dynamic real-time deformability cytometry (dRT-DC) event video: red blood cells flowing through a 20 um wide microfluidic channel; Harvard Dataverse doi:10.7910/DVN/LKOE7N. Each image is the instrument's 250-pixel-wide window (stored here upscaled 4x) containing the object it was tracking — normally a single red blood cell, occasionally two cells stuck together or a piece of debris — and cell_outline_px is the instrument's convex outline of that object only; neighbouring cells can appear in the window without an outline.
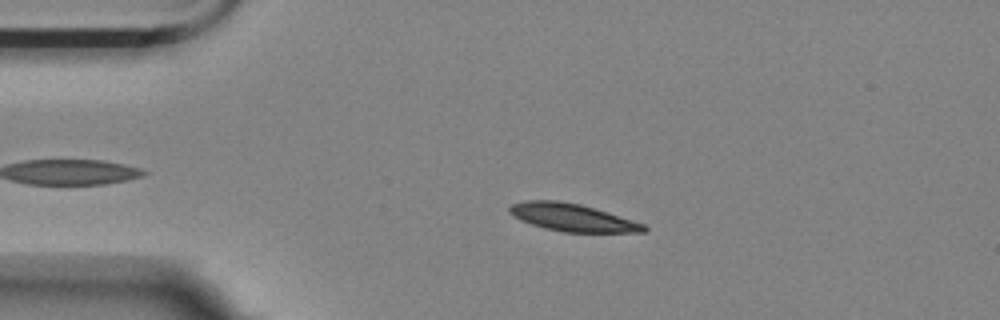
{"species": "Egyptian fruit bat (a non-hibernating species)", "species_latin": "Rousettus aegyptiacus", "temperature_condition": "room temperature", "stored_images_in_passage": 41, "camera_frame_rate_fps": 3000, "um_per_image_px": 0.085, "animal": {"sex": "female"}, "frame": {"image": 1, "passage_image": 5, "time_ms": 1.333, "image_size_px": [1000, 320], "cell_outline_px": [[648, 228], [644, 232], [564, 232], [544, 228], [520, 220], [508, 212], [508, 208], [512, 204], [528, 200], [556, 200], [580, 204], [608, 212], [644, 224]], "centroid_in_image_um": [48.63, 18.48], "position_along_channel_um": 36.4, "area_um2": 21.44}}
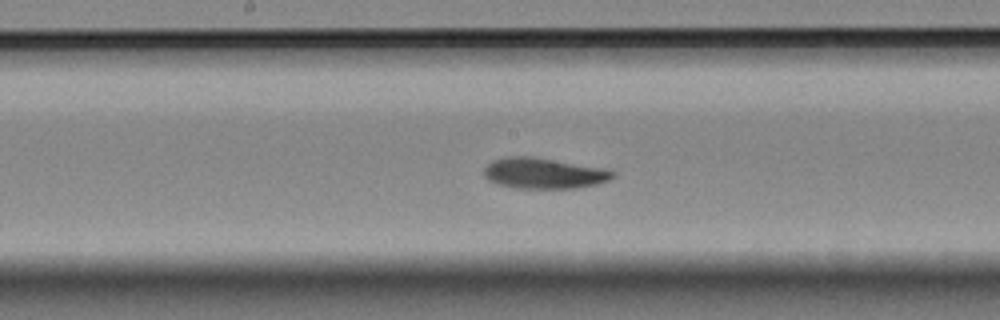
{"frame": {"image": 2, "passage_image": 22, "time_ms": 7.0, "image_size_px": [1000, 320], "cell_outline_px": [[616, 176], [608, 180], [596, 184], [576, 188], [512, 188], [496, 184], [488, 180], [484, 176], [484, 168], [492, 160], [504, 156], [532, 156], [612, 168], [616, 172]], "centroid_in_image_um": [46.27, 14.71], "position_along_channel_um": 201.9, "area_um2": 23.76}}
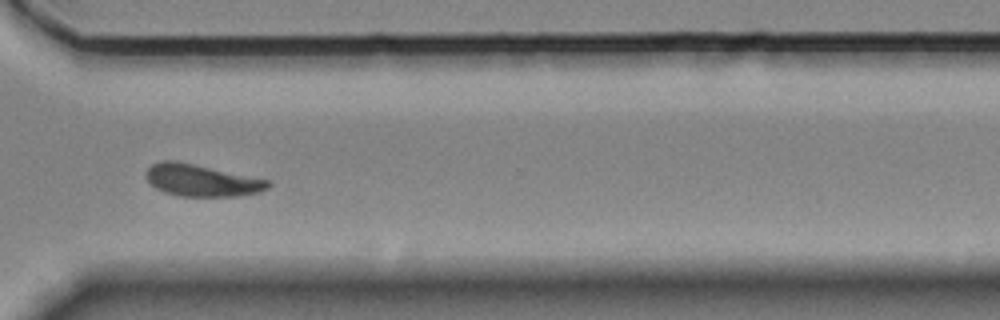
{"frame": {"image": 3, "passage_image": 35, "time_ms": 11.333, "image_size_px": [1000, 320], "cell_outline_px": [[272, 184], [268, 188], [260, 192], [236, 196], [176, 196], [164, 192], [156, 188], [144, 176], [144, 172], [152, 164], [160, 160], [176, 160], [268, 180]], "centroid_in_image_um": [17.09, 15.33], "position_along_channel_um": 353.5, "area_um2": 22.72}, "authors_computed_cell_mechanics": {"area_um2": 22.831, "velocity_mm_per_s": 3.4988, "shape_relaxation_time_tau1_ms": 2.8524, "shape_relaxation_time_tau2_ms": 5.3957, "deformation_change_tau1": 0.1019, "deformation_change_tau2": 0.0949}}